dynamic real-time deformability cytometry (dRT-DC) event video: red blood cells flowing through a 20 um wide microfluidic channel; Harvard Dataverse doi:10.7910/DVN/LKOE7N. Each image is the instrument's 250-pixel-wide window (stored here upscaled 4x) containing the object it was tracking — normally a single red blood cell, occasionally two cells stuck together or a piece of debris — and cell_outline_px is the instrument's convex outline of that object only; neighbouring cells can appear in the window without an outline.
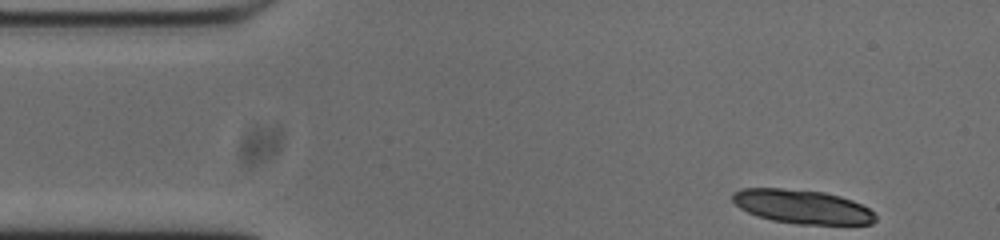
{"species": "common noctule bat (a hibernating species)", "species_latin": "Nyctalus noctula", "temperature_condition": "cold", "stored_images_in_passage": 14, "camera_frame_rate_fps": 3000, "um_per_image_px": 0.085, "animal": {"sex": "male", "body_mass_g": 20.0, "forearm_length_mm": 53.3}, "frame": {"image": 1, "passage_image": 1, "time_ms": 0.0, "image_size_px": [1000, 240], "cell_outline_px": [[876, 220], [872, 224], [796, 224], [772, 220], [756, 216], [740, 208], [732, 200], [732, 192], [740, 188], [780, 188], [824, 192], [840, 196], [852, 200], [868, 208], [876, 216]], "centroid_in_image_um": [68.16, 17.56], "position_along_channel_um": 16.8, "area_um2": 28.26}}
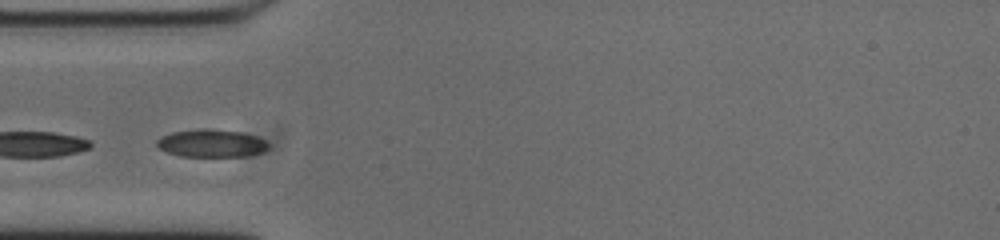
{"frame": {"image": 2, "passage_image": 12, "time_ms": 3.667, "image_size_px": [1000, 240], "cell_outline_px": [[268, 148], [264, 152], [244, 156], [180, 156], [168, 152], [160, 148], [156, 144], [156, 140], [160, 136], [172, 132], [200, 128], [212, 128], [244, 132], [256, 136], [264, 140], [268, 144]], "centroid_in_image_um": [17.97, 12.16], "position_along_channel_um": 67.0, "area_um2": 18.21}}